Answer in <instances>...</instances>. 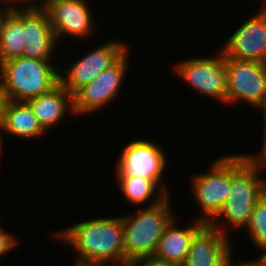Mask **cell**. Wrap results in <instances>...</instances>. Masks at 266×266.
Instances as JSON below:
<instances>
[{
  "label": "cell",
  "instance_id": "cell-1",
  "mask_svg": "<svg viewBox=\"0 0 266 266\" xmlns=\"http://www.w3.org/2000/svg\"><path fill=\"white\" fill-rule=\"evenodd\" d=\"M55 234L78 252L76 266H107L125 258L122 216L83 221Z\"/></svg>",
  "mask_w": 266,
  "mask_h": 266
},
{
  "label": "cell",
  "instance_id": "cell-2",
  "mask_svg": "<svg viewBox=\"0 0 266 266\" xmlns=\"http://www.w3.org/2000/svg\"><path fill=\"white\" fill-rule=\"evenodd\" d=\"M51 60L19 57L0 63L2 99L27 102L54 88L60 73Z\"/></svg>",
  "mask_w": 266,
  "mask_h": 266
},
{
  "label": "cell",
  "instance_id": "cell-3",
  "mask_svg": "<svg viewBox=\"0 0 266 266\" xmlns=\"http://www.w3.org/2000/svg\"><path fill=\"white\" fill-rule=\"evenodd\" d=\"M264 167L247 154H231V186L229 198L212 221L223 217L232 228L246 227L257 201L264 194L265 179L259 178Z\"/></svg>",
  "mask_w": 266,
  "mask_h": 266
},
{
  "label": "cell",
  "instance_id": "cell-4",
  "mask_svg": "<svg viewBox=\"0 0 266 266\" xmlns=\"http://www.w3.org/2000/svg\"><path fill=\"white\" fill-rule=\"evenodd\" d=\"M170 196H156L136 216H122L125 258L154 255L162 233L175 218L170 210Z\"/></svg>",
  "mask_w": 266,
  "mask_h": 266
},
{
  "label": "cell",
  "instance_id": "cell-5",
  "mask_svg": "<svg viewBox=\"0 0 266 266\" xmlns=\"http://www.w3.org/2000/svg\"><path fill=\"white\" fill-rule=\"evenodd\" d=\"M209 173L194 175L193 195L201 207L197 219L209 224L229 198L231 186V154L222 156L210 165Z\"/></svg>",
  "mask_w": 266,
  "mask_h": 266
},
{
  "label": "cell",
  "instance_id": "cell-6",
  "mask_svg": "<svg viewBox=\"0 0 266 266\" xmlns=\"http://www.w3.org/2000/svg\"><path fill=\"white\" fill-rule=\"evenodd\" d=\"M227 74L226 103L244 100L255 108L266 102V64L224 57Z\"/></svg>",
  "mask_w": 266,
  "mask_h": 266
},
{
  "label": "cell",
  "instance_id": "cell-7",
  "mask_svg": "<svg viewBox=\"0 0 266 266\" xmlns=\"http://www.w3.org/2000/svg\"><path fill=\"white\" fill-rule=\"evenodd\" d=\"M119 157L116 174L152 179L169 195L166 185L161 184L167 155L157 143L147 139L133 140L124 146Z\"/></svg>",
  "mask_w": 266,
  "mask_h": 266
},
{
  "label": "cell",
  "instance_id": "cell-8",
  "mask_svg": "<svg viewBox=\"0 0 266 266\" xmlns=\"http://www.w3.org/2000/svg\"><path fill=\"white\" fill-rule=\"evenodd\" d=\"M128 55L127 51L115 64L102 71L73 95L75 115L97 112L114 101L126 75Z\"/></svg>",
  "mask_w": 266,
  "mask_h": 266
},
{
  "label": "cell",
  "instance_id": "cell-9",
  "mask_svg": "<svg viewBox=\"0 0 266 266\" xmlns=\"http://www.w3.org/2000/svg\"><path fill=\"white\" fill-rule=\"evenodd\" d=\"M128 46L119 41H111L92 50L73 62L65 72L59 74V83L73 96L80 88L93 81L102 71L115 64L126 52Z\"/></svg>",
  "mask_w": 266,
  "mask_h": 266
},
{
  "label": "cell",
  "instance_id": "cell-10",
  "mask_svg": "<svg viewBox=\"0 0 266 266\" xmlns=\"http://www.w3.org/2000/svg\"><path fill=\"white\" fill-rule=\"evenodd\" d=\"M214 57L187 59L175 67L178 76L198 93L212 96L226 103L227 74L221 51Z\"/></svg>",
  "mask_w": 266,
  "mask_h": 266
},
{
  "label": "cell",
  "instance_id": "cell-11",
  "mask_svg": "<svg viewBox=\"0 0 266 266\" xmlns=\"http://www.w3.org/2000/svg\"><path fill=\"white\" fill-rule=\"evenodd\" d=\"M220 51L227 58L266 64V9L239 26Z\"/></svg>",
  "mask_w": 266,
  "mask_h": 266
},
{
  "label": "cell",
  "instance_id": "cell-12",
  "mask_svg": "<svg viewBox=\"0 0 266 266\" xmlns=\"http://www.w3.org/2000/svg\"><path fill=\"white\" fill-rule=\"evenodd\" d=\"M41 8L47 13L57 42L62 36L79 39L93 33L94 21L87 0H48Z\"/></svg>",
  "mask_w": 266,
  "mask_h": 266
},
{
  "label": "cell",
  "instance_id": "cell-13",
  "mask_svg": "<svg viewBox=\"0 0 266 266\" xmlns=\"http://www.w3.org/2000/svg\"><path fill=\"white\" fill-rule=\"evenodd\" d=\"M25 45L22 57L52 59L58 42L47 13L41 7L24 8Z\"/></svg>",
  "mask_w": 266,
  "mask_h": 266
},
{
  "label": "cell",
  "instance_id": "cell-14",
  "mask_svg": "<svg viewBox=\"0 0 266 266\" xmlns=\"http://www.w3.org/2000/svg\"><path fill=\"white\" fill-rule=\"evenodd\" d=\"M229 240L226 229L219 227L216 221L205 224L194 235L186 259L180 266H212L232 248Z\"/></svg>",
  "mask_w": 266,
  "mask_h": 266
},
{
  "label": "cell",
  "instance_id": "cell-15",
  "mask_svg": "<svg viewBox=\"0 0 266 266\" xmlns=\"http://www.w3.org/2000/svg\"><path fill=\"white\" fill-rule=\"evenodd\" d=\"M27 103L46 132L62 121L66 110L74 114L73 96L60 83L50 91L29 99Z\"/></svg>",
  "mask_w": 266,
  "mask_h": 266
},
{
  "label": "cell",
  "instance_id": "cell-16",
  "mask_svg": "<svg viewBox=\"0 0 266 266\" xmlns=\"http://www.w3.org/2000/svg\"><path fill=\"white\" fill-rule=\"evenodd\" d=\"M174 218L162 233L154 256L178 264L185 261L194 235L206 224L197 219L193 225L185 228L177 227Z\"/></svg>",
  "mask_w": 266,
  "mask_h": 266
},
{
  "label": "cell",
  "instance_id": "cell-17",
  "mask_svg": "<svg viewBox=\"0 0 266 266\" xmlns=\"http://www.w3.org/2000/svg\"><path fill=\"white\" fill-rule=\"evenodd\" d=\"M1 131L22 138H36L46 131L27 102L3 100Z\"/></svg>",
  "mask_w": 266,
  "mask_h": 266
},
{
  "label": "cell",
  "instance_id": "cell-18",
  "mask_svg": "<svg viewBox=\"0 0 266 266\" xmlns=\"http://www.w3.org/2000/svg\"><path fill=\"white\" fill-rule=\"evenodd\" d=\"M25 41L24 10L16 6L3 25L0 39V63L22 57Z\"/></svg>",
  "mask_w": 266,
  "mask_h": 266
},
{
  "label": "cell",
  "instance_id": "cell-19",
  "mask_svg": "<svg viewBox=\"0 0 266 266\" xmlns=\"http://www.w3.org/2000/svg\"><path fill=\"white\" fill-rule=\"evenodd\" d=\"M116 175L123 196L126 200L133 203V205H139L145 202H149L148 200L149 198L153 197L154 192L157 196H168V194L162 189V186H159L152 179L136 176H126L124 174ZM156 188L158 190V193L156 192Z\"/></svg>",
  "mask_w": 266,
  "mask_h": 266
},
{
  "label": "cell",
  "instance_id": "cell-20",
  "mask_svg": "<svg viewBox=\"0 0 266 266\" xmlns=\"http://www.w3.org/2000/svg\"><path fill=\"white\" fill-rule=\"evenodd\" d=\"M250 239L259 248L266 252V195L257 201L246 226Z\"/></svg>",
  "mask_w": 266,
  "mask_h": 266
},
{
  "label": "cell",
  "instance_id": "cell-21",
  "mask_svg": "<svg viewBox=\"0 0 266 266\" xmlns=\"http://www.w3.org/2000/svg\"><path fill=\"white\" fill-rule=\"evenodd\" d=\"M19 242L12 233L2 230L0 227V258L9 253Z\"/></svg>",
  "mask_w": 266,
  "mask_h": 266
},
{
  "label": "cell",
  "instance_id": "cell-22",
  "mask_svg": "<svg viewBox=\"0 0 266 266\" xmlns=\"http://www.w3.org/2000/svg\"><path fill=\"white\" fill-rule=\"evenodd\" d=\"M142 266H179L176 263L160 259L154 255L142 257Z\"/></svg>",
  "mask_w": 266,
  "mask_h": 266
},
{
  "label": "cell",
  "instance_id": "cell-23",
  "mask_svg": "<svg viewBox=\"0 0 266 266\" xmlns=\"http://www.w3.org/2000/svg\"><path fill=\"white\" fill-rule=\"evenodd\" d=\"M264 134L265 136L262 142L263 149L259 153L255 154L256 156L255 155L252 156L251 154V155H248V157L255 163H258L261 166L266 168V129H264Z\"/></svg>",
  "mask_w": 266,
  "mask_h": 266
},
{
  "label": "cell",
  "instance_id": "cell-24",
  "mask_svg": "<svg viewBox=\"0 0 266 266\" xmlns=\"http://www.w3.org/2000/svg\"><path fill=\"white\" fill-rule=\"evenodd\" d=\"M117 263V264H116ZM110 264V265H109ZM107 266H142V257L140 258H123L112 263H109ZM113 264V265H111Z\"/></svg>",
  "mask_w": 266,
  "mask_h": 266
},
{
  "label": "cell",
  "instance_id": "cell-25",
  "mask_svg": "<svg viewBox=\"0 0 266 266\" xmlns=\"http://www.w3.org/2000/svg\"><path fill=\"white\" fill-rule=\"evenodd\" d=\"M233 250L230 248L220 259H218L212 266H233L232 257Z\"/></svg>",
  "mask_w": 266,
  "mask_h": 266
},
{
  "label": "cell",
  "instance_id": "cell-26",
  "mask_svg": "<svg viewBox=\"0 0 266 266\" xmlns=\"http://www.w3.org/2000/svg\"><path fill=\"white\" fill-rule=\"evenodd\" d=\"M239 266H266V252L255 260L240 263Z\"/></svg>",
  "mask_w": 266,
  "mask_h": 266
},
{
  "label": "cell",
  "instance_id": "cell-27",
  "mask_svg": "<svg viewBox=\"0 0 266 266\" xmlns=\"http://www.w3.org/2000/svg\"><path fill=\"white\" fill-rule=\"evenodd\" d=\"M14 7L15 6H11V5H10V7L6 6V8H7L6 10L1 9V7H0V9H1L0 10V39H1V34H2L4 22L7 18V16L13 11Z\"/></svg>",
  "mask_w": 266,
  "mask_h": 266
},
{
  "label": "cell",
  "instance_id": "cell-28",
  "mask_svg": "<svg viewBox=\"0 0 266 266\" xmlns=\"http://www.w3.org/2000/svg\"><path fill=\"white\" fill-rule=\"evenodd\" d=\"M15 1V6L16 5H18V4H16V3H20L21 2V4L24 6H26V7H41L42 5H44L48 0H37V1H39L40 3L41 2H43V3H41V4H38L37 5V3H35V2H37L36 0L34 1V0H14ZM25 3V4H24Z\"/></svg>",
  "mask_w": 266,
  "mask_h": 266
},
{
  "label": "cell",
  "instance_id": "cell-29",
  "mask_svg": "<svg viewBox=\"0 0 266 266\" xmlns=\"http://www.w3.org/2000/svg\"><path fill=\"white\" fill-rule=\"evenodd\" d=\"M263 109V112L262 113H264V121H265V125H264V127H265V129H266V102L260 107V109Z\"/></svg>",
  "mask_w": 266,
  "mask_h": 266
},
{
  "label": "cell",
  "instance_id": "cell-30",
  "mask_svg": "<svg viewBox=\"0 0 266 266\" xmlns=\"http://www.w3.org/2000/svg\"><path fill=\"white\" fill-rule=\"evenodd\" d=\"M0 1H2V0H0ZM2 2L7 3V6H9V4H11V6H15L14 0H3Z\"/></svg>",
  "mask_w": 266,
  "mask_h": 266
},
{
  "label": "cell",
  "instance_id": "cell-31",
  "mask_svg": "<svg viewBox=\"0 0 266 266\" xmlns=\"http://www.w3.org/2000/svg\"><path fill=\"white\" fill-rule=\"evenodd\" d=\"M2 139H3V138H2V133H1V130H0V158H1L2 149H3V147H2V144H3V143H2V142H3Z\"/></svg>",
  "mask_w": 266,
  "mask_h": 266
},
{
  "label": "cell",
  "instance_id": "cell-32",
  "mask_svg": "<svg viewBox=\"0 0 266 266\" xmlns=\"http://www.w3.org/2000/svg\"><path fill=\"white\" fill-rule=\"evenodd\" d=\"M2 102H3V99H2L1 88H0V108H2Z\"/></svg>",
  "mask_w": 266,
  "mask_h": 266
},
{
  "label": "cell",
  "instance_id": "cell-33",
  "mask_svg": "<svg viewBox=\"0 0 266 266\" xmlns=\"http://www.w3.org/2000/svg\"><path fill=\"white\" fill-rule=\"evenodd\" d=\"M262 9H266V0H263V6Z\"/></svg>",
  "mask_w": 266,
  "mask_h": 266
},
{
  "label": "cell",
  "instance_id": "cell-34",
  "mask_svg": "<svg viewBox=\"0 0 266 266\" xmlns=\"http://www.w3.org/2000/svg\"><path fill=\"white\" fill-rule=\"evenodd\" d=\"M1 109L2 108H0V130H1Z\"/></svg>",
  "mask_w": 266,
  "mask_h": 266
},
{
  "label": "cell",
  "instance_id": "cell-35",
  "mask_svg": "<svg viewBox=\"0 0 266 266\" xmlns=\"http://www.w3.org/2000/svg\"><path fill=\"white\" fill-rule=\"evenodd\" d=\"M264 194L266 195V184H265V188H264Z\"/></svg>",
  "mask_w": 266,
  "mask_h": 266
}]
</instances>
